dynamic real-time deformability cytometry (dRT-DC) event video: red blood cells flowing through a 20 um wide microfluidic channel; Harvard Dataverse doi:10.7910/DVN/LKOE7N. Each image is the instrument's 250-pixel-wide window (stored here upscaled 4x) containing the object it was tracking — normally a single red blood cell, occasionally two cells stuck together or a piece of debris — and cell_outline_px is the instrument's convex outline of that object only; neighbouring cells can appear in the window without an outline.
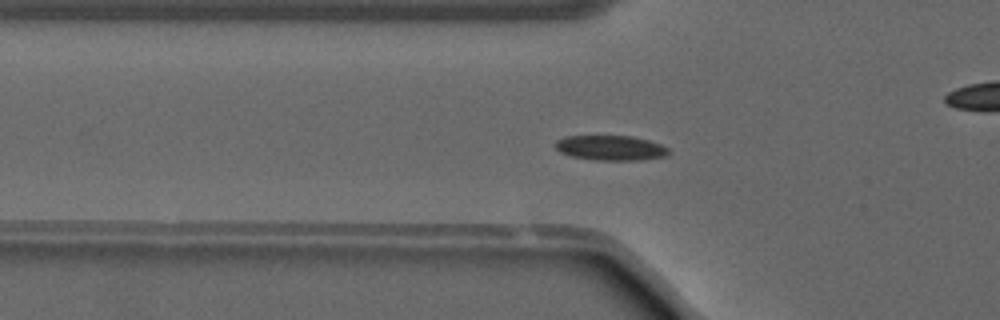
{"species": "common noctule bat (a hibernating species)", "species_latin": "Nyctalus noctula", "temperature_condition": "warm", "stored_images_in_passage": 38, "camera_frame_rate_fps": 3000, "um_per_image_px": 0.085, "animal": {"sex": "male", "forearm_length_mm": 52.5}, "frame": {"image": 1, "passage_image": 4, "time_ms": 1.0, "image_size_px": [1000, 320], "cell_outline_px": [[668, 156], [640, 160], [592, 160], [572, 156], [560, 152], [556, 148], [556, 140], [564, 136], [632, 136], [648, 140], [660, 144], [668, 148]], "centroid_in_image_um": [51.9, 12.57], "position_along_channel_um": 73.9, "area_um2": 16.47}}
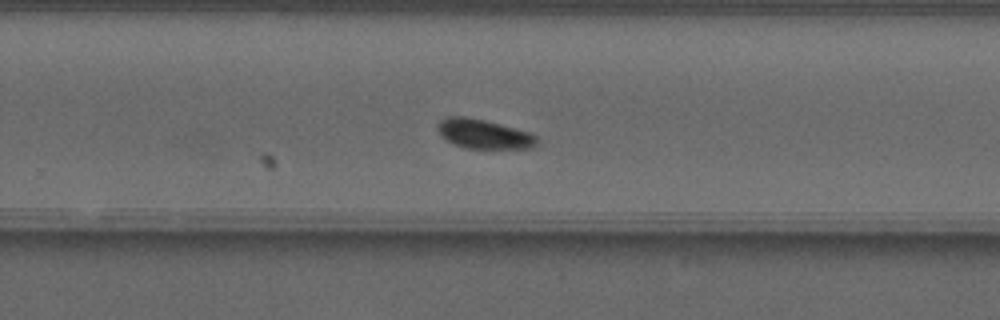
{"frame": {"image": 2, "passage_image": 20, "time_ms": 6.333, "image_size_px": [1000, 320], "cell_outline_px": [[536, 144], [532, 148], [464, 148], [452, 144], [436, 128], [436, 124], [440, 120], [448, 116], [464, 116], [484, 120], [532, 132], [536, 136]], "centroid_in_image_um": [41.11, 11.38], "position_along_channel_um": 288.7, "area_um2": 16.94}}
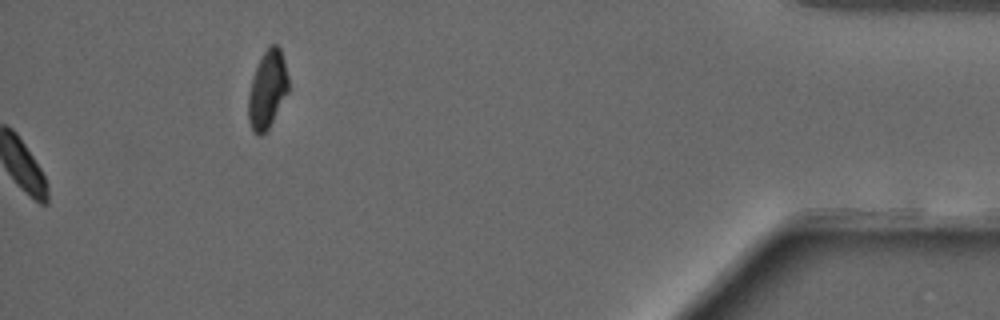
{"frame": {"image": 3, "passage_image": 38, "time_ms": 12.333, "image_size_px": [1000, 320], "cell_outline_px": [[288, 92], [268, 128], [260, 136], [256, 136], [252, 132], [248, 120], [248, 92], [256, 68], [264, 52], [272, 44], [276, 44], [280, 48], [284, 60], [288, 76]], "centroid_in_image_um": [22.71, 7.64], "position_along_channel_um": 412.5, "area_um2": 17.98}, "authors_computed_cell_mechanics": {"area_um2": 16.9354, "velocity_mm_per_s": 4.0324, "shape_relaxation_time_tau1_ms": 2.343, "shape_relaxation_time_tau2_ms": null, "deformation_change_tau1": 0.0734, "deformation_change_tau2": null}}